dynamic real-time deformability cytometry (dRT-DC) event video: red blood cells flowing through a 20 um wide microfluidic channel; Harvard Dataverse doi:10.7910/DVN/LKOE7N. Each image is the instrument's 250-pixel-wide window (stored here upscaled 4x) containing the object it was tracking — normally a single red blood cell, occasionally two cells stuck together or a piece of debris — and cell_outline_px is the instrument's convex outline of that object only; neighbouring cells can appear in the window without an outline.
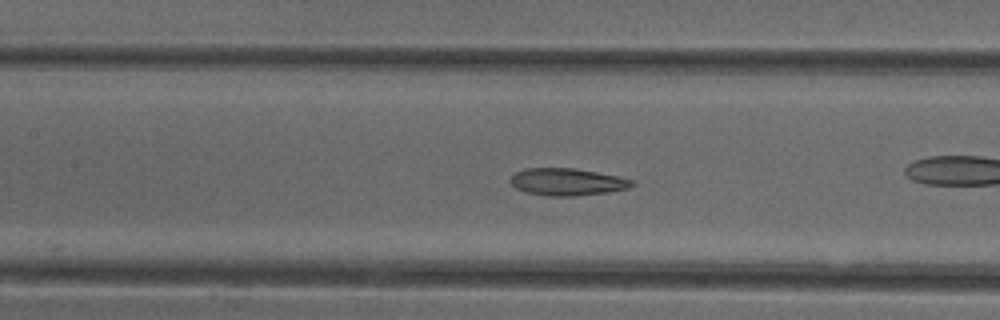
{"species": "common noctule bat (a hibernating species)", "species_latin": "Nyctalus noctula", "temperature_condition": "cold", "stored_images_in_passage": 42, "camera_frame_rate_fps": 3000, "um_per_image_px": 0.085, "animal": {"sex": "female"}, "frame": {"image": 1, "passage_image": 24, "time_ms": 7.667, "image_size_px": [1000, 320], "cell_outline_px": [[636, 184], [628, 188], [608, 192], [572, 196], [548, 196], [524, 192], [516, 188], [508, 180], [516, 172], [524, 168], [576, 168], [616, 176], [632, 180]], "centroid_in_image_um": [48.17, 15.46], "position_along_channel_um": 159.2, "area_um2": 19.25}}
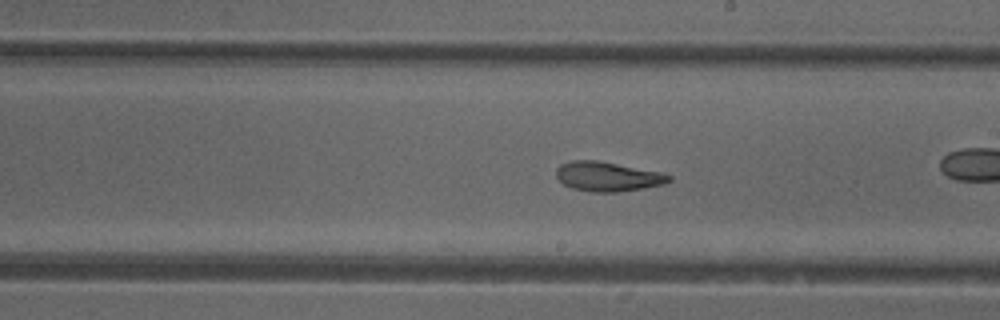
{"frame": {"image": 2, "passage_image": 30, "time_ms": 9.667, "image_size_px": [1000, 320], "cell_outline_px": [[672, 180], [664, 184], [644, 188], [620, 192], [592, 192], [572, 188], [564, 184], [556, 176], [556, 168], [560, 164], [572, 160], [596, 160], [660, 172], [672, 176]], "centroid_in_image_um": [51.65, 15.01], "position_along_channel_um": 237.4, "area_um2": 19.36}, "authors_computed_cell_mechanics": {"area_um2": 20.5768, "velocity_mm_per_s": 3.9285, "shape_relaxation_time_tau1_ms": null, "shape_relaxation_time_tau2_ms": 3.2072, "deformation_change_tau1": null, "deformation_change_tau2": 0.1024}}